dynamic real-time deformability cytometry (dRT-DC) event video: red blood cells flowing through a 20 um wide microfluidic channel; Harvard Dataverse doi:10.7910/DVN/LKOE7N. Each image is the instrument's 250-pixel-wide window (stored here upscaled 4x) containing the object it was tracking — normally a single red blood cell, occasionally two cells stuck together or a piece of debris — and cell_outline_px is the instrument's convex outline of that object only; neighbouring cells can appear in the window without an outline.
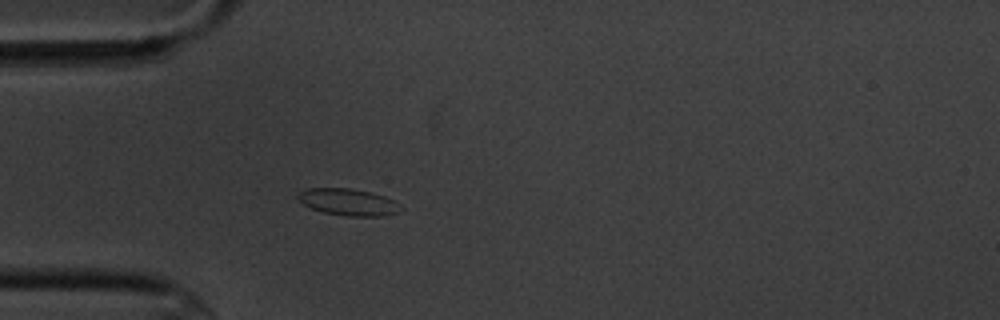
{"species": "common noctule bat (a hibernating species)", "species_latin": "Nyctalus noctula", "temperature_condition": "cold", "stored_images_in_passage": 4, "camera_frame_rate_fps": 3000, "um_per_image_px": 0.085, "animal": {"sex": "male", "body_mass_g": 20.1, "forearm_length_mm": 53.5}, "frame": {"image": 1, "passage_image": 4, "time_ms": 3.333, "image_size_px": [1000, 320], "cell_outline_px": [[404, 208], [400, 212], [384, 216], [348, 216], [324, 212], [312, 208], [304, 204], [296, 196], [300, 192], [308, 188], [352, 188], [372, 192], [384, 196], [400, 204]], "centroid_in_image_um": [29.66, 17.17], "position_along_channel_um": 55.3, "area_um2": 16.07}}